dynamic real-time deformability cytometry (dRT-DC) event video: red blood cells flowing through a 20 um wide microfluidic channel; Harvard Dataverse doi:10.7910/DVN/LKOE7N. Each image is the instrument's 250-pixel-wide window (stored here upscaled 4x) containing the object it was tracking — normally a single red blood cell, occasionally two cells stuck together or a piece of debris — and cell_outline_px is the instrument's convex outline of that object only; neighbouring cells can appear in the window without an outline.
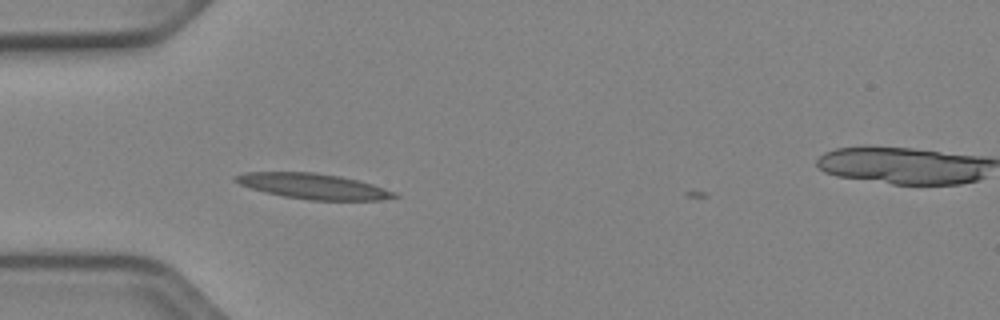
{"species": "Egyptian fruit bat (a non-hibernating species)", "species_latin": "Rousettus aegyptiacus", "temperature_condition": "cold", "stored_images_in_passage": 3, "camera_frame_rate_fps": 3000, "um_per_image_px": 0.085, "animal": {"sex": "female"}, "frame": {"image": 1, "passage_image": 2, "time_ms": 0.333, "image_size_px": [1000, 320], "cell_outline_px": [[400, 196], [380, 200], [308, 200], [284, 196], [264, 192], [240, 184], [232, 180], [232, 176], [244, 172], [316, 172], [340, 176], [372, 184], [396, 192]], "centroid_in_image_um": [26.6, 15.82], "position_along_channel_um": 58.4, "area_um2": 23.58}}